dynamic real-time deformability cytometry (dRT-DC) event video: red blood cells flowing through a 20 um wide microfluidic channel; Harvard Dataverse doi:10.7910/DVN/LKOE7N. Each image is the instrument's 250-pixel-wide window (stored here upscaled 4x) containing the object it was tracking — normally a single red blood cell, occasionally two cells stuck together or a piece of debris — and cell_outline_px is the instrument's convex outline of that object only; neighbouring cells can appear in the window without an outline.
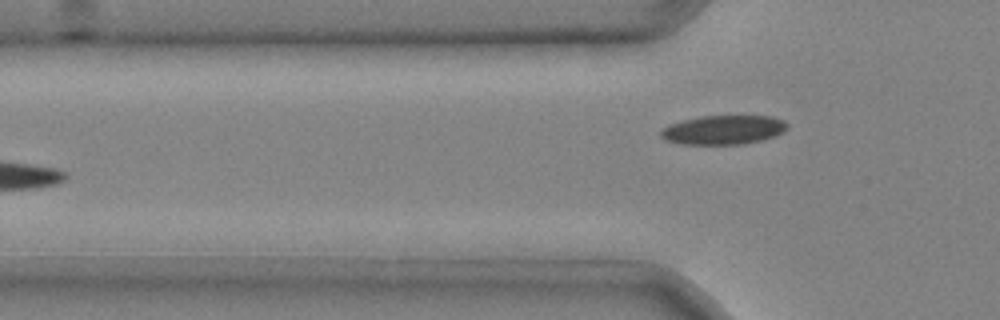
{"species": "common noctule bat (a hibernating species)", "species_latin": "Nyctalus noctula", "temperature_condition": "cold", "stored_images_in_passage": 5, "camera_frame_rate_fps": 3000, "um_per_image_px": 0.085, "animal": {"sex": "male", "body_mass_g": 20.4}, "frame": {"image": 1, "passage_image": 5, "time_ms": 1.333, "image_size_px": [1000, 320], "cell_outline_px": [[788, 128], [784, 132], [776, 136], [744, 144], [680, 144], [664, 140], [660, 136], [660, 132], [668, 124], [700, 116], [772, 116], [784, 120], [788, 124]], "centroid_in_image_um": [61.5, 11.04], "position_along_channel_um": 64.3, "area_um2": 21.62}}